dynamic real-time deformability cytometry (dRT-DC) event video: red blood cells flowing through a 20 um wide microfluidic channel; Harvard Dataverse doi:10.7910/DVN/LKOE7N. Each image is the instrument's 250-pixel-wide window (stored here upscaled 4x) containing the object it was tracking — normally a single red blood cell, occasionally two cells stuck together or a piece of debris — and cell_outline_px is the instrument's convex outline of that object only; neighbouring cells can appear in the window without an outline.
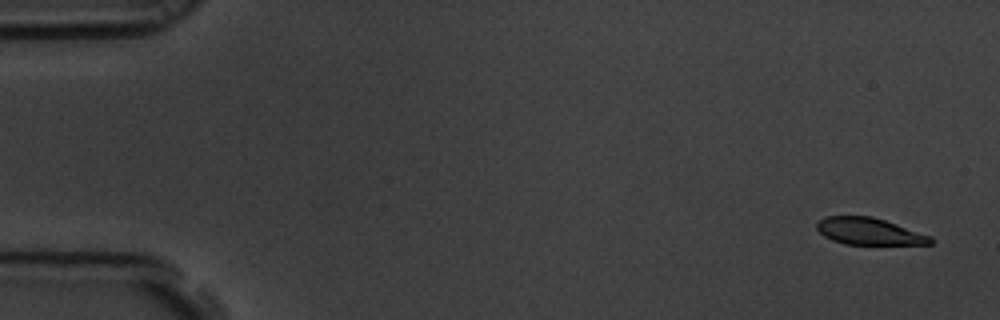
{"species": "common noctule bat (a hibernating species)", "species_latin": "Nyctalus noctula", "temperature_condition": "room temperature", "stored_images_in_passage": 6, "camera_frame_rate_fps": 3000, "um_per_image_px": 0.085, "animal": {"sex": "male", "body_mass_g": 19.5, "forearm_length_mm": 54.6}, "frame": {"image": 1, "passage_image": 1, "time_ms": 0.0, "image_size_px": [1000, 320], "cell_outline_px": [[932, 244], [844, 244], [832, 240], [824, 236], [816, 228], [816, 224], [824, 216], [872, 216], [932, 236]], "centroid_in_image_um": [73.85, 19.66], "position_along_channel_um": 11.1, "area_um2": 17.69}}
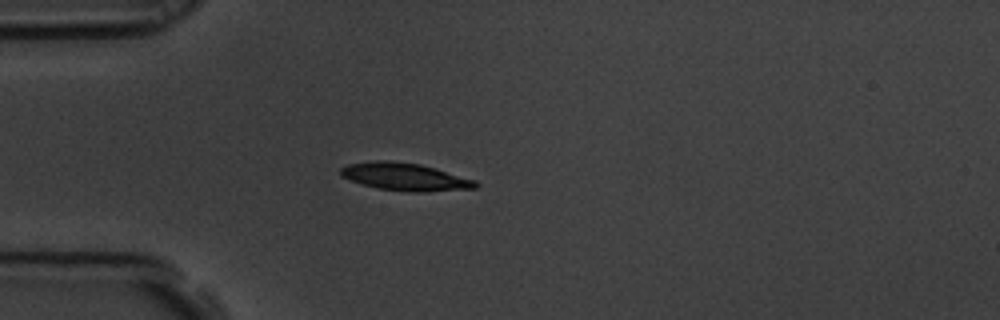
{"frame": {"image": 2, "passage_image": 5, "time_ms": 1.333, "image_size_px": [1000, 320], "cell_outline_px": [[480, 184], [476, 188], [428, 192], [412, 192], [380, 188], [364, 184], [340, 176], [340, 168], [348, 164], [376, 160], [388, 160], [420, 164], [476, 180]], "centroid_in_image_um": [34.45, 15.02], "position_along_channel_um": 50.5, "area_um2": 21.56}}